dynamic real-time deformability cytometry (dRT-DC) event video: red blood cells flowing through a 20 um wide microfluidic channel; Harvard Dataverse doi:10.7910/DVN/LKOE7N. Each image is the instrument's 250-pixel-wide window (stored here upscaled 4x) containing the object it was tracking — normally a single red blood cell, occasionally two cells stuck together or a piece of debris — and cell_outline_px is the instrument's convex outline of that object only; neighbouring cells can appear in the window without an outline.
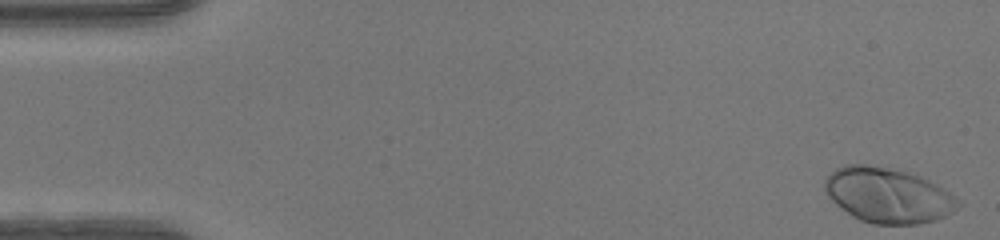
{"species": "human", "species_latin": "Homo sapiens", "temperature_condition": "warm", "stored_images_in_passage": 49, "camera_frame_rate_fps": 3000, "um_per_image_px": 0.085, "donor": {"sex": "female"}, "frame": {"image": 1, "passage_image": 1, "time_ms": 0.0, "image_size_px": [1000, 240], "cell_outline_px": [[964, 204], [952, 212], [936, 220], [920, 224], [872, 224], [860, 220], [852, 216], [836, 204], [828, 196], [824, 188], [824, 180], [836, 168], [848, 164], [864, 164], [888, 168], [908, 172], [920, 176], [936, 184], [960, 200]], "centroid_in_image_um": [75.49, 16.61], "position_along_channel_um": 9.5, "area_um2": 42.77}}
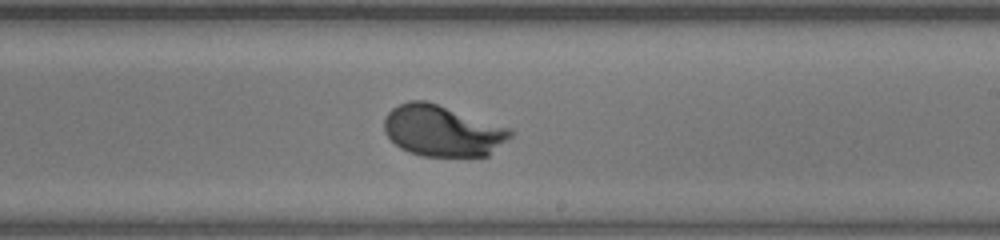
{"frame": {"image": 2, "passage_image": 29, "time_ms": 9.333, "image_size_px": [1000, 240], "cell_outline_px": [[512, 136], [488, 156], [420, 156], [408, 152], [400, 148], [384, 132], [384, 116], [392, 108], [408, 100], [424, 100], [512, 128]], "centroid_in_image_um": [37.6, 11.12], "position_along_channel_um": 251.4, "area_um2": 37.63}}
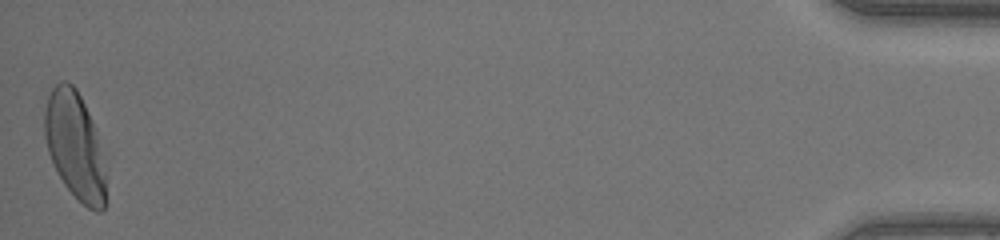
{"frame": {"image": 3, "passage_image": 49, "time_ms": 16.0, "image_size_px": [1000, 240], "cell_outline_px": [[104, 208], [100, 212], [96, 212], [88, 208], [64, 184], [48, 152], [44, 136], [44, 112], [48, 96], [52, 88], [60, 80], [64, 80], [72, 84], [76, 88], [96, 128], [104, 176]], "centroid_in_image_um": [6.33, 12.32], "position_along_channel_um": 428.9, "area_um2": 37.45}, "authors_computed_cell_mechanics": {"area_um2": 37.6278, "velocity_mm_per_s": 4.149, "shape_relaxation_time_tau1_ms": 2.3357, "shape_relaxation_time_tau2_ms": null, "deformation_change_tau1": 0.198, "deformation_change_tau2": null}}